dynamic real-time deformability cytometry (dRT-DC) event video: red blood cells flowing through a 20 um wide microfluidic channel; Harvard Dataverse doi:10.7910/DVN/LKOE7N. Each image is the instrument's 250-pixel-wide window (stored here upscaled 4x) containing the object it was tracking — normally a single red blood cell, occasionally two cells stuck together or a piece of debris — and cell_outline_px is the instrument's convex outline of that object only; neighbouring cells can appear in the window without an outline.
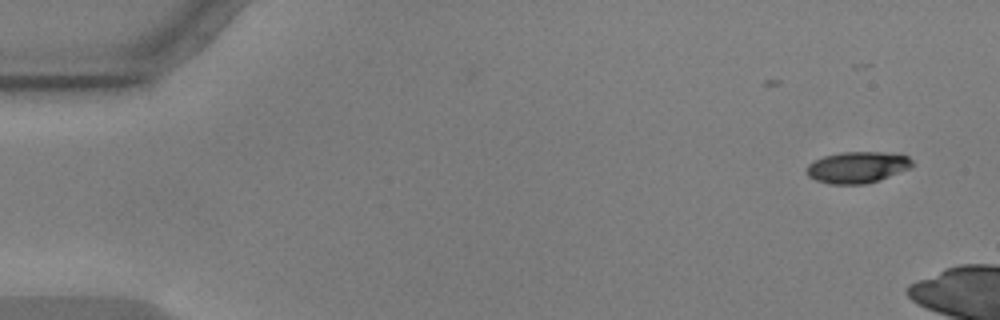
{"species": "common noctule bat (a hibernating species)", "species_latin": "Nyctalus noctula", "temperature_condition": "warm", "stored_images_in_passage": 6, "camera_frame_rate_fps": 3000, "um_per_image_px": 0.085, "animal": {"sex": "male", "body_mass_g": 17.9, "forearm_length_mm": 54.2}, "frame": {"image": 1, "passage_image": 1, "time_ms": 0.0, "image_size_px": [1000, 320], "cell_outline_px": [[912, 164], [908, 168], [880, 180], [864, 184], [828, 184], [816, 180], [808, 176], [804, 172], [808, 164], [812, 160], [824, 156], [840, 152], [884, 152], [908, 156], [912, 160]], "centroid_in_image_um": [72.8, 14.22], "position_along_channel_um": 12.2, "area_um2": 19.36}}